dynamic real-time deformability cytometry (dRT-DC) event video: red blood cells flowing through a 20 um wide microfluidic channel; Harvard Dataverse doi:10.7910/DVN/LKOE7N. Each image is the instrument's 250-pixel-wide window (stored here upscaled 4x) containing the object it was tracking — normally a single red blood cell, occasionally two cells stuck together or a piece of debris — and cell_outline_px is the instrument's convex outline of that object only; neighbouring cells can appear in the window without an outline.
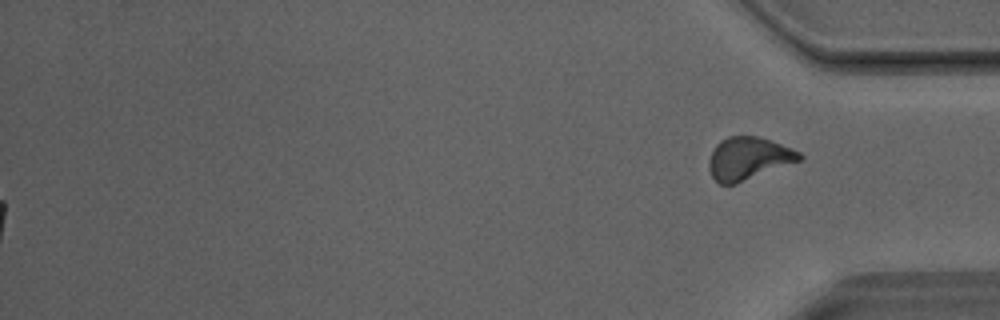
{"species": "Egyptian fruit bat (a non-hibernating species)", "species_latin": "Rousettus aegyptiacus", "temperature_condition": "room temperature", "stored_images_in_passage": 30, "segment_of_instrument_passage": [2, 2], "camera_frame_rate_fps": 3000, "um_per_image_px": 0.085, "animal": {"sex": "male"}, "frame": {"image": 1, "passage_image": 30, "time_ms": 9.667, "image_size_px": [1000, 320], "cell_outline_px": [[804, 156], [800, 160], [736, 184], [720, 184], [712, 176], [708, 164], [708, 160], [716, 144], [720, 140], [728, 136], [756, 136], [792, 148], [800, 152]], "centroid_in_image_um": [63.59, 13.46], "position_along_channel_um": 371.6, "area_um2": 22.25}}